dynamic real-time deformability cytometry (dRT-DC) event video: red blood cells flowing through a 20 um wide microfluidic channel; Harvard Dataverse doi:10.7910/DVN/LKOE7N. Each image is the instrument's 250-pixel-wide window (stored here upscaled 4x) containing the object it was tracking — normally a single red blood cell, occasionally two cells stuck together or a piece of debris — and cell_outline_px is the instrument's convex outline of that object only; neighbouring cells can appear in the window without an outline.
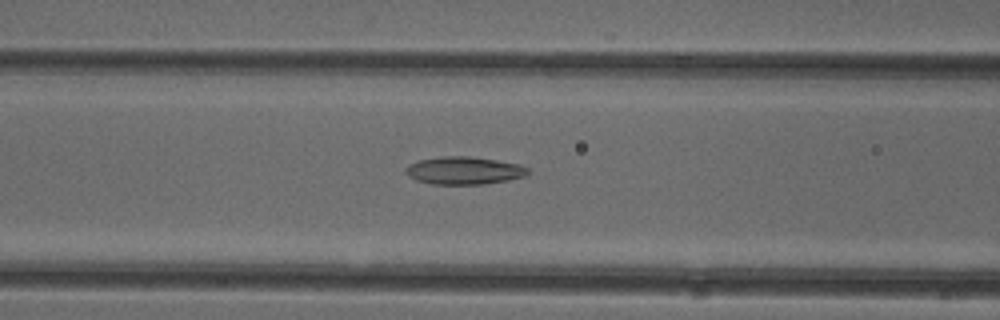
{"species": "common noctule bat (a hibernating species)", "species_latin": "Nyctalus noctula", "temperature_condition": "cold", "stored_images_in_passage": 39, "camera_frame_rate_fps": 3000, "um_per_image_px": 0.085, "animal": {"sex": "female"}, "frame": {"image": 1, "passage_image": 9, "time_ms": 2.667, "image_size_px": [1000, 320], "cell_outline_px": [[528, 172], [524, 176], [508, 180], [484, 184], [432, 184], [416, 180], [408, 176], [404, 172], [404, 168], [408, 164], [420, 160], [444, 156], [468, 156], [496, 160], [520, 164], [528, 168]], "centroid_in_image_um": [39.41, 14.5], "position_along_channel_um": 127.2, "area_um2": 19.71}}
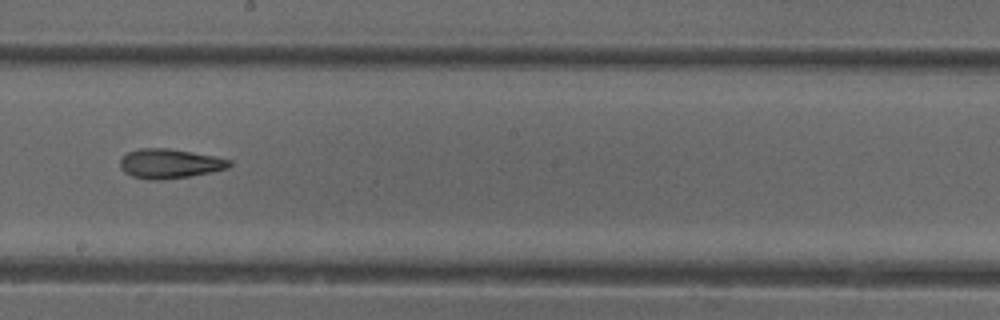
{"frame": {"image": 2, "passage_image": 17, "time_ms": 5.333, "image_size_px": [1000, 320], "cell_outline_px": [[232, 164], [228, 168], [212, 172], [188, 176], [160, 180], [152, 180], [132, 176], [124, 172], [120, 168], [120, 160], [128, 152], [140, 148], [168, 148], [192, 152], [232, 160]], "centroid_in_image_um": [14.42, 13.91], "position_along_channel_um": 233.8, "area_um2": 18.67}}
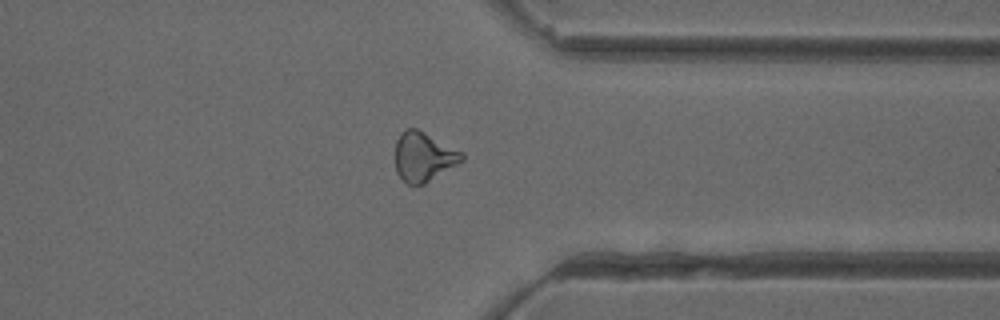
{"frame": {"image": 3, "passage_image": 28, "time_ms": 9.0, "image_size_px": [1000, 320], "cell_outline_px": [[464, 160], [424, 184], [408, 184], [396, 172], [396, 140], [400, 132], [404, 128], [416, 128], [464, 152]], "centroid_in_image_um": [36.01, 13.3], "position_along_channel_um": 375.4, "area_um2": 19.07}, "authors_computed_cell_mechanics": {"area_um2": 19.0162, "velocity_mm_per_s": 3.9879, "shape_relaxation_time_tau1_ms": null, "shape_relaxation_time_tau2_ms": 4.1371, "deformation_change_tau1": null, "deformation_change_tau2": 0.1338}}